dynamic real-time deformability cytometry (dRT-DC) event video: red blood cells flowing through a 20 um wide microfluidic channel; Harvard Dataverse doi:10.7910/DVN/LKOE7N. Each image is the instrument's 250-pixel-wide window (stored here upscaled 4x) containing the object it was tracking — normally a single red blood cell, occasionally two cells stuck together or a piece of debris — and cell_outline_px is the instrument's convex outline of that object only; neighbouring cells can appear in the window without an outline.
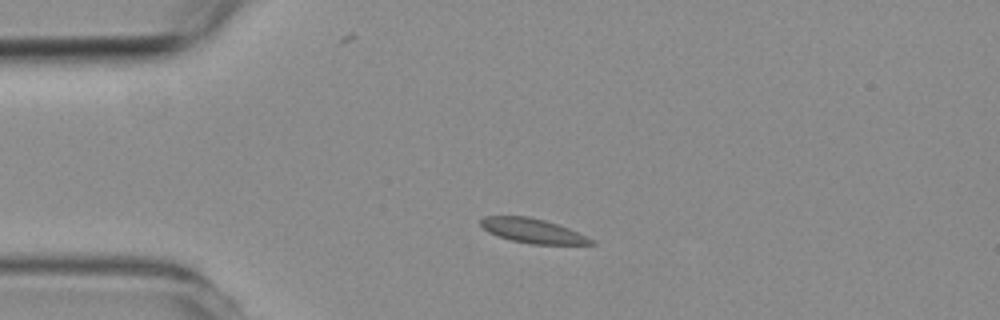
{"species": "common noctule bat (a hibernating species)", "species_latin": "Nyctalus noctula", "temperature_condition": "room temperature", "stored_images_in_passage": 4, "camera_frame_rate_fps": 3000, "um_per_image_px": 0.085, "animal": {"sex": "female", "body_mass_g": 19.3, "forearm_length_mm": 54.1}, "frame": {"image": 1, "passage_image": 2, "time_ms": 1.333, "image_size_px": [1000, 320], "cell_outline_px": [[596, 244], [532, 244], [512, 240], [488, 232], [480, 224], [480, 220], [484, 216], [528, 216], [544, 220], [568, 228], [596, 240]], "centroid_in_image_um": [45.3, 19.61], "position_along_channel_um": 39.7, "area_um2": 15.55}}